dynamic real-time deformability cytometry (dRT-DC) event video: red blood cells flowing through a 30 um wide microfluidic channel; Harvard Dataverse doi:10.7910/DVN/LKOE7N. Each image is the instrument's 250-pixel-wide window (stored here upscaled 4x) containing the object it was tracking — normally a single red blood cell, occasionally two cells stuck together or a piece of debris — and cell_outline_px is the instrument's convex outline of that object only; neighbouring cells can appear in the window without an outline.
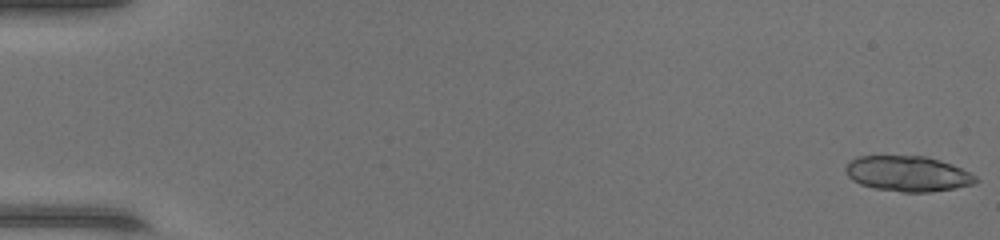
{"species": "common noctule bat (a hibernating species)", "species_latin": "Nyctalus noctula", "temperature_condition": "warm", "stored_images_in_passage": 54, "segment_of_instrument_passage": [1, 2], "camera_frame_rate_fps": 3000, "um_per_image_px": 0.085, "animal": {"sex": "female", "body_mass_g": 17.0, "forearm_length_mm": 48.0}, "frame": {"image": 1, "passage_image": 1, "time_ms": 0.0, "image_size_px": [1000, 240], "cell_outline_px": [[980, 180], [976, 184], [956, 188], [928, 192], [904, 192], [876, 188], [860, 184], [852, 180], [848, 176], [844, 168], [848, 160], [856, 156], [924, 156], [940, 160], [952, 164], [976, 176]], "centroid_in_image_um": [77.15, 14.76], "position_along_channel_um": 7.8, "area_um2": 26.99}}
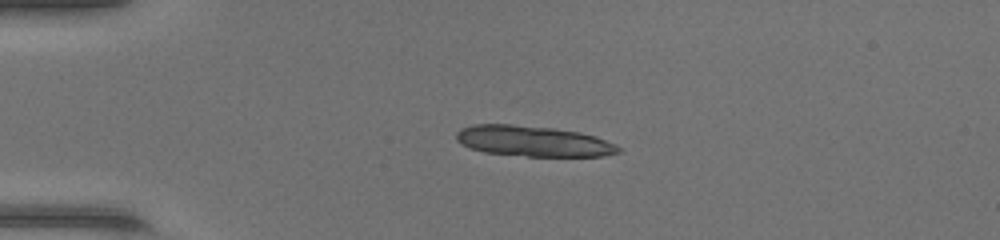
{"frame": {"image": 2, "passage_image": 14, "time_ms": 4.333, "image_size_px": [1000, 240], "cell_outline_px": [[620, 152], [604, 156], [528, 156], [484, 152], [460, 144], [456, 140], [456, 132], [460, 128], [476, 124], [512, 124], [552, 128], [580, 132], [596, 136], [616, 144], [620, 148]], "centroid_in_image_um": [45.32, 11.99], "position_along_channel_um": 39.7, "area_um2": 28.96}}